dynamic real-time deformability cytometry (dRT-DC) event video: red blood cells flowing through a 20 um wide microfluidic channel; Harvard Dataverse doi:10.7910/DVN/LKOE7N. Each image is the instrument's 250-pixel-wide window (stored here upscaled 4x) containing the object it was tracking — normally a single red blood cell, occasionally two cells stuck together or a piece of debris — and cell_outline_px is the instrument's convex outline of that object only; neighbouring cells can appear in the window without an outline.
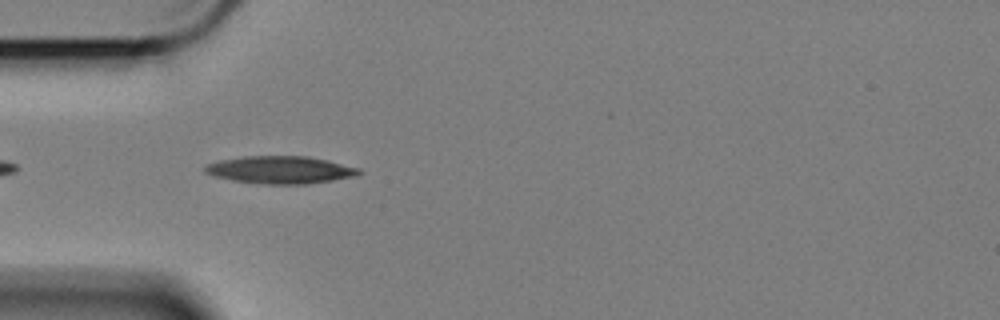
{"species": "Egyptian fruit bat (a non-hibernating species)", "species_latin": "Rousettus aegyptiacus", "temperature_condition": "cold", "stored_images_in_passage": 8, "camera_frame_rate_fps": 3000, "um_per_image_px": 0.085, "animal": {"sex": "female"}, "frame": {"image": 1, "passage_image": 3, "time_ms": 0.667, "image_size_px": [1000, 320], "cell_outline_px": [[364, 172], [356, 176], [308, 184], [260, 184], [232, 180], [212, 176], [204, 172], [204, 164], [220, 160], [244, 156], [308, 156], [328, 160], [360, 168]], "centroid_in_image_um": [23.82, 14.44], "position_along_channel_um": 61.2, "area_um2": 24.97}}